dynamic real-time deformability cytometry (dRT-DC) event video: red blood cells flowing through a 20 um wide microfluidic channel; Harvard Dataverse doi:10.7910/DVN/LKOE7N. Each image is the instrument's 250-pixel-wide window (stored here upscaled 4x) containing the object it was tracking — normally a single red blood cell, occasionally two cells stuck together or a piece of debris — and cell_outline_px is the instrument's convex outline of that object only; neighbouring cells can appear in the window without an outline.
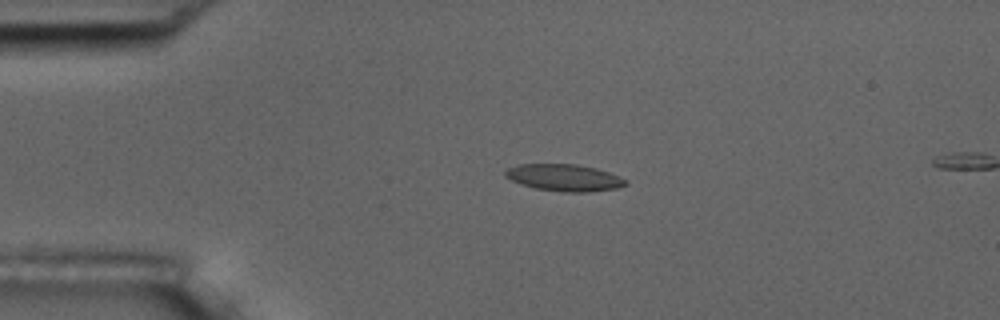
{"species": "common noctule bat (a hibernating species)", "species_latin": "Nyctalus noctula", "temperature_condition": "room temperature", "stored_images_in_passage": 5, "camera_frame_rate_fps": 3000, "um_per_image_px": 0.085, "animal": {"sex": "male", "body_mass_g": 17.5, "forearm_length_mm": 52.3}, "frame": {"image": 1, "passage_image": 4, "time_ms": 3.667, "image_size_px": [1000, 320], "cell_outline_px": [[628, 184], [616, 188], [588, 192], [564, 192], [536, 188], [520, 184], [504, 176], [504, 172], [508, 168], [520, 164], [576, 164], [596, 168], [620, 176], [628, 180]], "centroid_in_image_um": [47.98, 15.1], "position_along_channel_um": 37.0, "area_um2": 18.84}}